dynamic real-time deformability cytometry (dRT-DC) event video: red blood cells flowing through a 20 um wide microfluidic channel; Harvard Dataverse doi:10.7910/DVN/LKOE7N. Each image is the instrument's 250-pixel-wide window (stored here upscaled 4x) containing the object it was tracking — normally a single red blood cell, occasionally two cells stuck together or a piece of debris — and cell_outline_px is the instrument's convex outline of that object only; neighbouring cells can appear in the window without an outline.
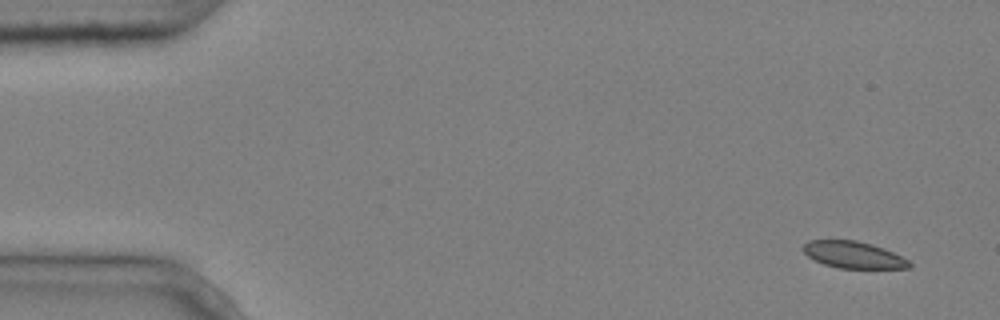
{"species": "common noctule bat (a hibernating species)", "species_latin": "Nyctalus noctula", "temperature_condition": "cold", "stored_images_in_passage": 7, "camera_frame_rate_fps": 3000, "um_per_image_px": 0.085, "animal": {"sex": "male", "body_mass_g": 20.4}, "frame": {"image": 1, "passage_image": 1, "time_ms": 0.0, "image_size_px": [1000, 320], "cell_outline_px": [[912, 268], [840, 268], [824, 264], [808, 256], [804, 252], [804, 244], [808, 240], [856, 240], [872, 244], [884, 248], [908, 260], [912, 264]], "centroid_in_image_um": [72.56, 21.65], "position_along_channel_um": 12.4, "area_um2": 16.42}}
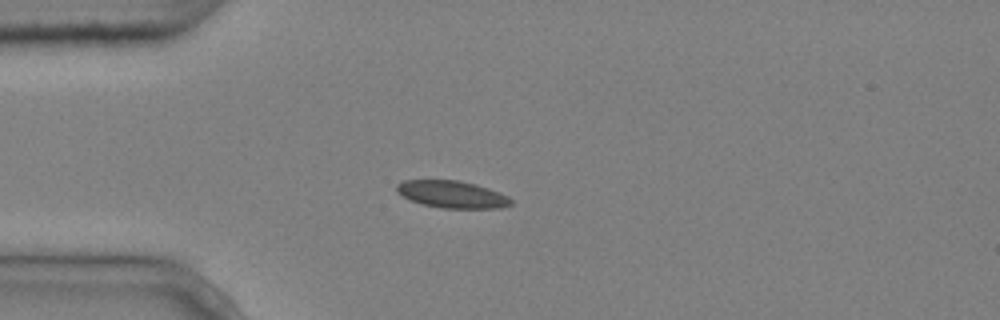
{"frame": {"image": 2, "passage_image": 4, "time_ms": 1.0, "image_size_px": [1000, 320], "cell_outline_px": [[512, 204], [500, 208], [444, 208], [420, 204], [408, 200], [396, 192], [396, 184], [404, 180], [456, 180], [476, 184], [500, 192], [508, 196], [512, 200]], "centroid_in_image_um": [38.39, 16.52], "position_along_channel_um": 46.6, "area_um2": 18.26}}